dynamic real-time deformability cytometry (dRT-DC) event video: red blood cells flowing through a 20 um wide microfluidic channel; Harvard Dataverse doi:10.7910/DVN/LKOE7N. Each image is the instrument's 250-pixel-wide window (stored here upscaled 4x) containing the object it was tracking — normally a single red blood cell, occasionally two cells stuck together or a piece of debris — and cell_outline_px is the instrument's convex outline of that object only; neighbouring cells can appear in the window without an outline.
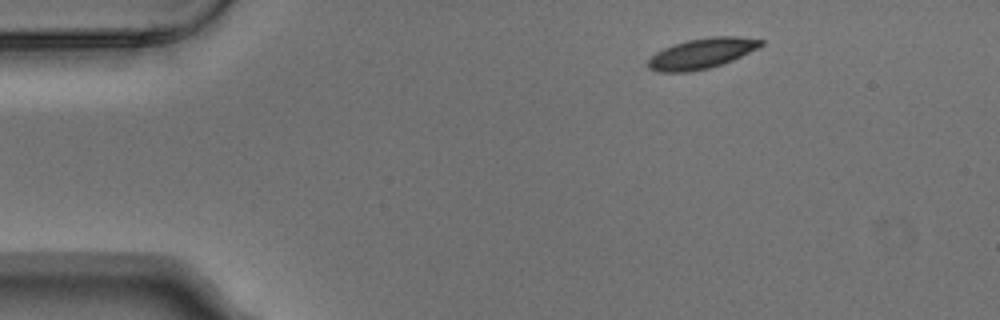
{"species": "Egyptian fruit bat (a non-hibernating species)", "species_latin": "Rousettus aegyptiacus", "temperature_condition": "warm", "stored_images_in_passage": 4, "camera_frame_rate_fps": 3000, "um_per_image_px": 0.085, "animal": {"sex": "male"}, "frame": {"image": 1, "passage_image": 1, "time_ms": 0.0, "image_size_px": [1000, 320], "cell_outline_px": [[764, 44], [732, 60], [708, 68], [692, 72], [656, 72], [648, 68], [644, 64], [656, 52], [664, 48], [688, 40], [712, 36], [736, 36], [764, 40]], "centroid_in_image_um": [59.59, 4.55], "position_along_channel_um": 25.4, "area_um2": 19.83}}
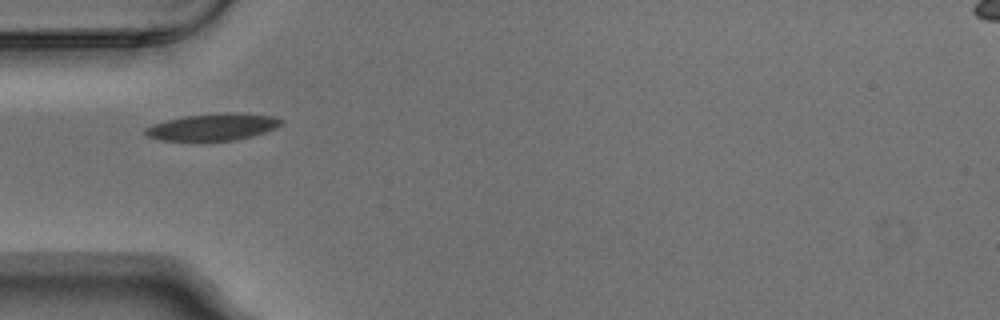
{"frame": {"image": 2, "passage_image": 3, "time_ms": 0.667, "image_size_px": [1000, 320], "cell_outline_px": [[284, 120], [280, 124], [264, 132], [232, 140], [200, 144], [160, 140], [148, 136], [144, 132], [144, 128], [152, 124], [184, 116], [224, 112], [228, 112], [272, 116]], "centroid_in_image_um": [17.97, 10.84], "position_along_channel_um": 67.0, "area_um2": 21.79}}
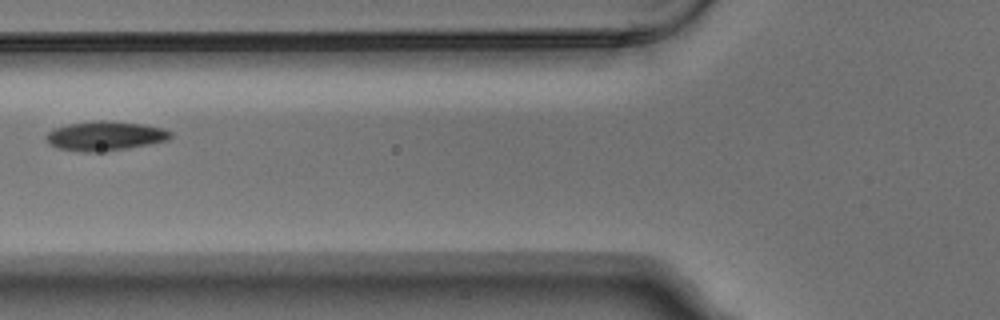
{"frame": {"image": 3, "passage_image": 4, "time_ms": 1.0, "image_size_px": [1000, 320], "cell_outline_px": [[172, 136], [168, 140], [148, 144], [124, 148], [96, 152], [84, 152], [56, 148], [48, 144], [44, 140], [44, 136], [48, 132], [56, 128], [68, 124], [96, 120], [104, 120], [140, 124], [164, 128], [172, 132]], "centroid_in_image_um": [8.88, 11.55], "position_along_channel_um": 116.9, "area_um2": 21.21}}